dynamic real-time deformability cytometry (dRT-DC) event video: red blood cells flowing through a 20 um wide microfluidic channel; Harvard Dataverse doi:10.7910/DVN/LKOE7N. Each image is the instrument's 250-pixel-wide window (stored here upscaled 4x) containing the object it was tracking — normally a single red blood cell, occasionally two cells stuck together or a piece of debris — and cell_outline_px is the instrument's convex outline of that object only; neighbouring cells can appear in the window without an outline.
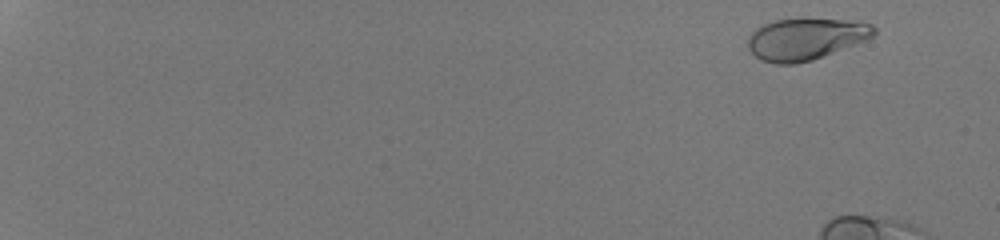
{"species": "human", "species_latin": "Homo sapiens", "temperature_condition": "room temperature", "stored_images_in_passage": 20, "camera_frame_rate_fps": 3000, "um_per_image_px": 0.085, "donor": {"sex": "male"}, "frame": {"image": 1, "passage_image": 4, "time_ms": 1.0, "image_size_px": [1000, 240], "cell_outline_px": [[876, 32], [872, 36], [856, 44], [812, 60], [796, 64], [776, 64], [760, 60], [748, 48], [748, 36], [756, 28], [764, 24], [776, 20], [844, 20], [872, 24], [876, 28]], "centroid_in_image_um": [68.45, 3.34], "position_along_channel_um": 16.6, "area_um2": 30.11}}
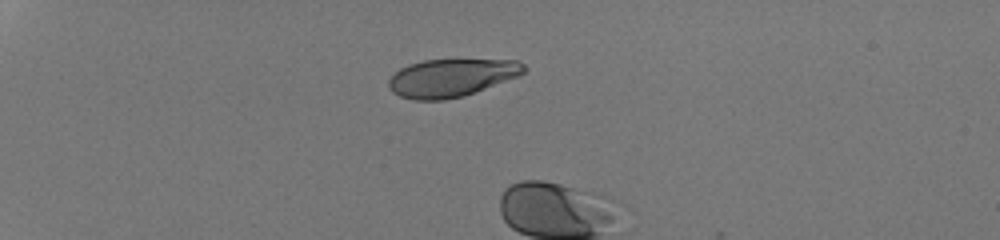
{"frame": {"image": 2, "passage_image": 17, "time_ms": 5.333, "image_size_px": [1000, 240], "cell_outline_px": [[528, 68], [524, 72], [516, 76], [464, 96], [444, 100], [412, 100], [400, 96], [392, 92], [388, 88], [388, 80], [400, 68], [408, 64], [424, 60], [520, 60]], "centroid_in_image_um": [38.33, 6.61], "position_along_channel_um": 46.7, "area_um2": 29.71}}